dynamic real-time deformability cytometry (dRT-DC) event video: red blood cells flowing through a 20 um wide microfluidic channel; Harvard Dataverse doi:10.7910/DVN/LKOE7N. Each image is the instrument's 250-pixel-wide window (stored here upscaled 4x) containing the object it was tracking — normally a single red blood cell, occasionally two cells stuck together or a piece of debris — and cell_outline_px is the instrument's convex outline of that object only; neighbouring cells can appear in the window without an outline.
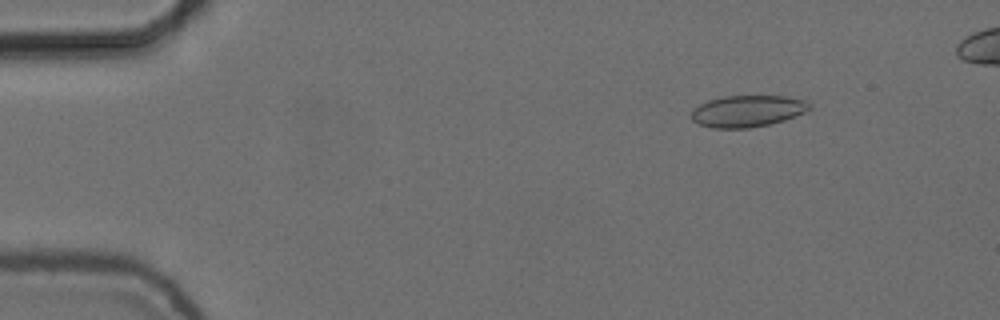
{"species": "common noctule bat (a hibernating species)", "species_latin": "Nyctalus noctula", "temperature_condition": "cold", "stored_images_in_passage": 49, "camera_frame_rate_fps": 3000, "um_per_image_px": 0.085, "animal": {"sex": "female", "body_mass_g": 24.6, "forearm_length_mm": 56.2}, "frame": {"image": 1, "passage_image": 3, "time_ms": 0.667, "image_size_px": [1000, 320], "cell_outline_px": [[812, 108], [804, 112], [784, 120], [768, 124], [748, 128], [712, 128], [700, 124], [692, 120], [692, 112], [700, 104], [708, 100], [724, 96], [784, 96], [804, 100], [812, 104]], "centroid_in_image_um": [63.55, 9.44], "position_along_channel_um": 21.4, "area_um2": 21.56}}
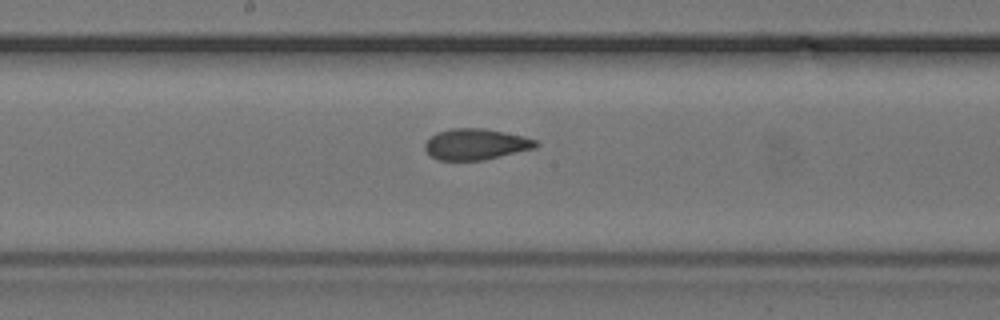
{"frame": {"image": 2, "passage_image": 25, "time_ms": 8.0, "image_size_px": [1000, 320], "cell_outline_px": [[540, 144], [536, 148], [484, 160], [440, 160], [432, 156], [424, 148], [424, 144], [436, 132], [452, 128], [484, 128], [524, 136], [536, 140]], "centroid_in_image_um": [40.47, 12.25], "position_along_channel_um": 207.7, "area_um2": 20.06}}
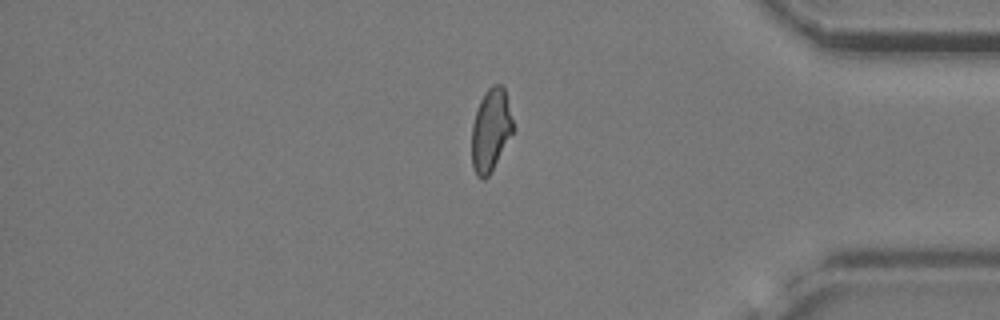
{"frame": {"image": 3, "passage_image": 42, "time_ms": 13.667, "image_size_px": [1000, 320], "cell_outline_px": [[512, 132], [488, 176], [484, 180], [476, 176], [472, 168], [472, 124], [480, 100], [484, 92], [492, 84], [500, 84], [504, 88], [512, 120]], "centroid_in_image_um": [41.67, 11.05], "position_along_channel_um": 393.5, "area_um2": 19.42}}